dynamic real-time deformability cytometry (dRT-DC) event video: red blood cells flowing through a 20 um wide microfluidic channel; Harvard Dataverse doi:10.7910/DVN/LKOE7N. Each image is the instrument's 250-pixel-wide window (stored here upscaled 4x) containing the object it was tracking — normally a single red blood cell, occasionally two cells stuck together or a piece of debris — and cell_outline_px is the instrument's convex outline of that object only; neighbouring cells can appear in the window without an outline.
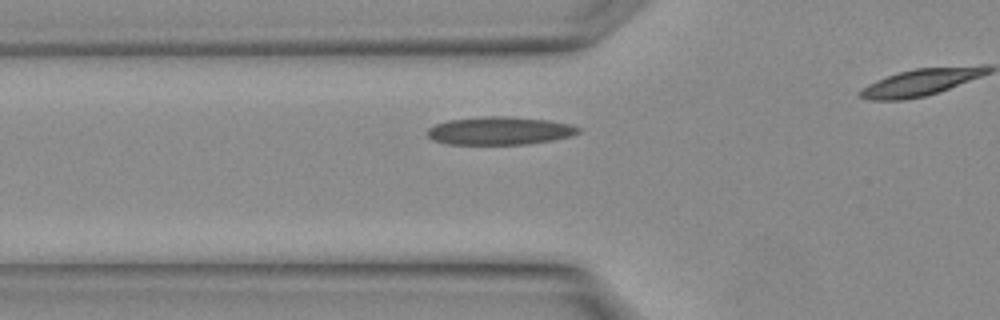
{"species": "Egyptian fruit bat (a non-hibernating species)", "species_latin": "Rousettus aegyptiacus", "temperature_condition": "warm", "stored_images_in_passage": 12, "camera_frame_rate_fps": 3000, "um_per_image_px": 0.085, "animal": {"sex": "female"}, "frame": {"image": 1, "passage_image": 3, "time_ms": 0.667, "image_size_px": [1000, 320], "cell_outline_px": [[580, 132], [572, 136], [552, 140], [528, 144], [444, 144], [432, 140], [424, 132], [428, 128], [436, 124], [448, 120], [484, 116], [508, 116], [548, 120], [572, 124], [580, 128]], "centroid_in_image_um": [42.45, 11.11], "position_along_channel_um": 83.3, "area_um2": 24.91}}
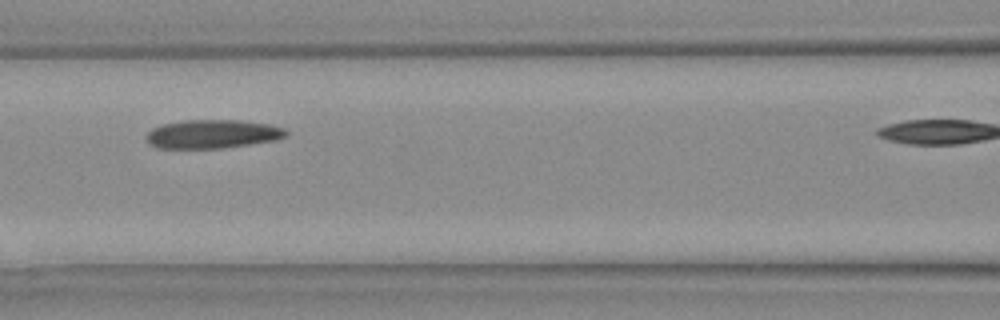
{"frame": {"image": 2, "passage_image": 6, "time_ms": 1.667, "image_size_px": [1000, 320], "cell_outline_px": [[288, 136], [276, 140], [224, 148], [156, 148], [148, 144], [148, 132], [152, 128], [164, 124], [184, 120], [240, 120], [268, 124], [284, 128], [288, 132]], "centroid_in_image_um": [18.09, 11.39], "position_along_channel_um": 148.5, "area_um2": 23.35}}